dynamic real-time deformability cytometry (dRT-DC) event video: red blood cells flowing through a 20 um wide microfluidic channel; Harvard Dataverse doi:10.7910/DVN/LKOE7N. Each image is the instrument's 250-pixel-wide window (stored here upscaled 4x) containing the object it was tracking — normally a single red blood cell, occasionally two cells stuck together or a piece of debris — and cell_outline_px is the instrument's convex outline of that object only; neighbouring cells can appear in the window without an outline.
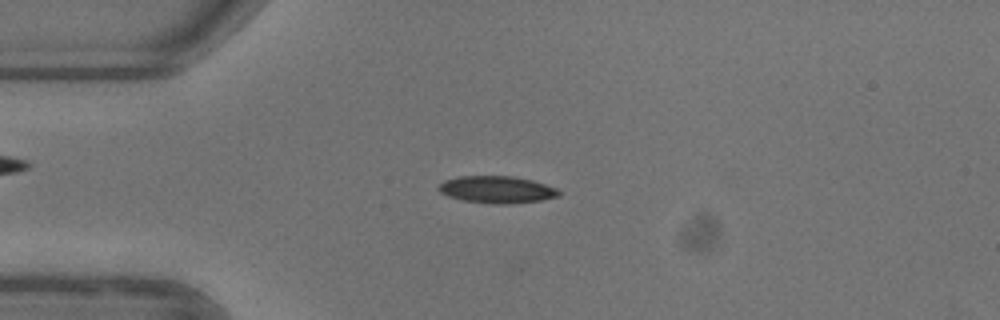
{"species": "common noctule bat (a hibernating species)", "species_latin": "Nyctalus noctula", "temperature_condition": "warm", "stored_images_in_passage": 51, "camera_frame_rate_fps": 3000, "um_per_image_px": 0.085, "animal": {"sex": "female"}, "frame": {"image": 1, "passage_image": 12, "time_ms": 3.667, "image_size_px": [1000, 320], "cell_outline_px": [[560, 196], [540, 200], [508, 204], [492, 204], [460, 200], [448, 196], [440, 192], [436, 188], [444, 180], [456, 176], [512, 176], [532, 180], [556, 188], [560, 192]], "centroid_in_image_um": [42.19, 16.11], "position_along_channel_um": 42.8, "area_um2": 19.07}}
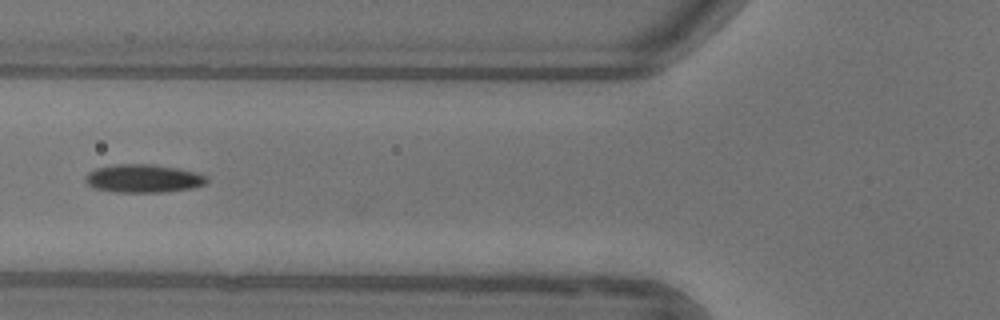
{"frame": {"image": 2, "passage_image": 19, "time_ms": 6.0, "image_size_px": [1000, 320], "cell_outline_px": [[208, 180], [204, 184], [192, 188], [164, 192], [116, 192], [96, 188], [88, 184], [84, 180], [84, 176], [88, 172], [96, 168], [112, 164], [152, 164], [176, 168], [196, 172], [208, 176]], "centroid_in_image_um": [12.17, 15.16], "position_along_channel_um": 113.6, "area_um2": 20.0}}
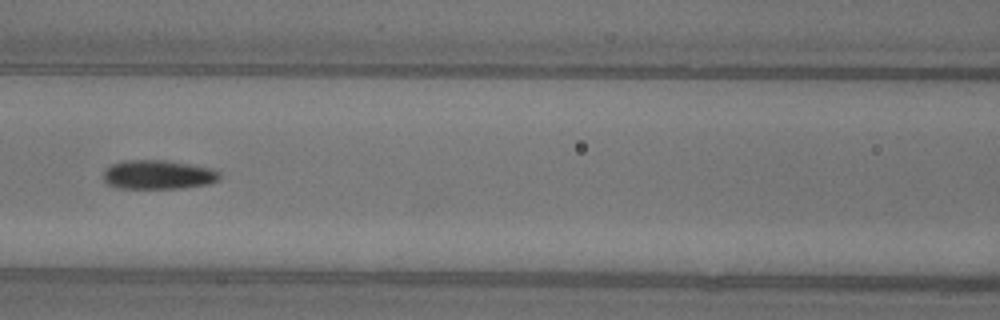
{"frame": {"image": 3, "passage_image": 22, "time_ms": 7.0, "image_size_px": [1000, 320], "cell_outline_px": [[220, 180], [208, 184], [184, 188], [120, 188], [108, 184], [104, 180], [104, 168], [112, 164], [124, 160], [164, 160], [212, 168], [220, 172]], "centroid_in_image_um": [13.45, 14.84], "position_along_channel_um": 153.1, "area_um2": 19.77}, "authors_computed_cell_mechanics": {"area_um2": 18.8428, "velocity_mm_per_s": 3.934, "shape_relaxation_time_tau1_ms": 4.6105, "shape_relaxation_time_tau2_ms": 3.3461, "deformation_change_tau1": 0.1715, "deformation_change_tau2": 0.0894}}